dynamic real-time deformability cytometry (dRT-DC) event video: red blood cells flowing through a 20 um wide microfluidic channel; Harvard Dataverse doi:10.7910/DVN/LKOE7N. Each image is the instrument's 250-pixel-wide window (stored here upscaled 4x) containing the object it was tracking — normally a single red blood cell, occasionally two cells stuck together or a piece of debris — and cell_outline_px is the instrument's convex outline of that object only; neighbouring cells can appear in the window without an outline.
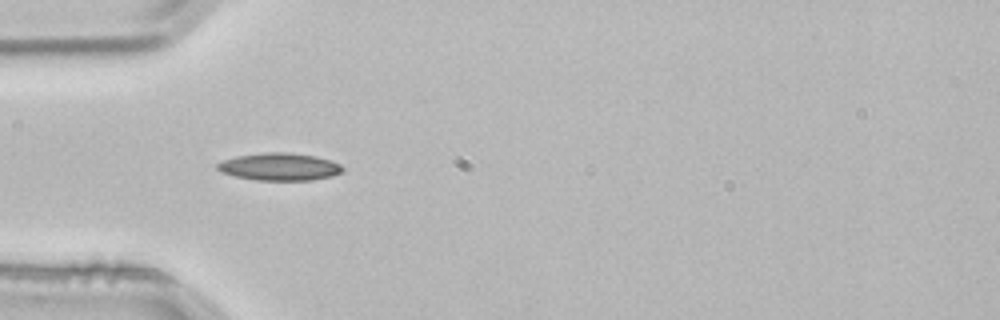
{"species": "common noctule bat (a hibernating species)", "species_latin": "Nyctalus noctula", "temperature_condition": "room temperature", "stored_images_in_passage": 1, "camera_frame_rate_fps": 3000, "um_per_image_px": 0.085, "animal": {"sex": "male", "body_mass_g": 21.5, "forearm_length_mm": 52.0}, "frame": {"image": 1, "passage_image": 1, "time_ms": 0.0, "image_size_px": [1000, 320], "cell_outline_px": [[344, 172], [332, 176], [312, 180], [256, 180], [236, 176], [220, 172], [216, 168], [216, 164], [224, 160], [236, 156], [264, 152], [288, 152], [316, 156], [332, 160], [340, 164], [344, 168]], "centroid_in_image_um": [23.79, 14.17], "position_along_channel_um": 61.2, "area_um2": 20.23}}